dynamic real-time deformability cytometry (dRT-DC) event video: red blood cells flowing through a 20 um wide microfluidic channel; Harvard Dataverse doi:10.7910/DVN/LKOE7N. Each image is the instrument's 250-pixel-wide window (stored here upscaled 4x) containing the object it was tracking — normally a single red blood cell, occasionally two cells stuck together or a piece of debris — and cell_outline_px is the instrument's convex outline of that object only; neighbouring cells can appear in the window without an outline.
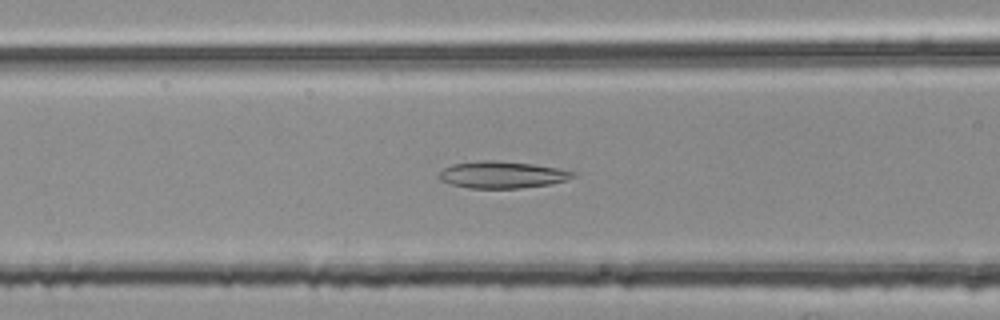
{"species": "common noctule bat (a hibernating species)", "species_latin": "Nyctalus noctula", "temperature_condition": "room temperature", "stored_images_in_passage": 48, "segment_of_instrument_passage": [1, 2], "camera_frame_rate_fps": 3000, "um_per_image_px": 0.085, "animal": {"sex": "female", "body_mass_g": 25.1}, "frame": {"image": 1, "passage_image": 15, "time_ms": 4.667, "image_size_px": [1000, 320], "cell_outline_px": [[576, 176], [568, 180], [552, 184], [520, 188], [468, 188], [452, 184], [440, 180], [436, 176], [444, 168], [452, 164], [484, 160], [488, 160], [532, 164], [556, 168], [576, 172]], "centroid_in_image_um": [42.69, 14.86], "position_along_channel_um": 123.9, "area_um2": 20.92}}
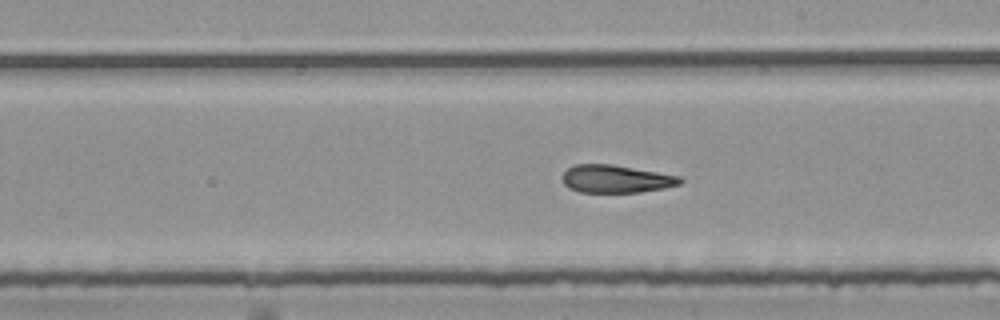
{"frame": {"image": 2, "passage_image": 24, "time_ms": 7.667, "image_size_px": [1000, 320], "cell_outline_px": [[684, 180], [680, 184], [664, 188], [640, 192], [580, 192], [568, 188], [564, 184], [560, 176], [568, 168], [576, 164], [612, 164], [680, 176]], "centroid_in_image_um": [52.33, 15.21], "position_along_channel_um": 236.7, "area_um2": 19.13}}
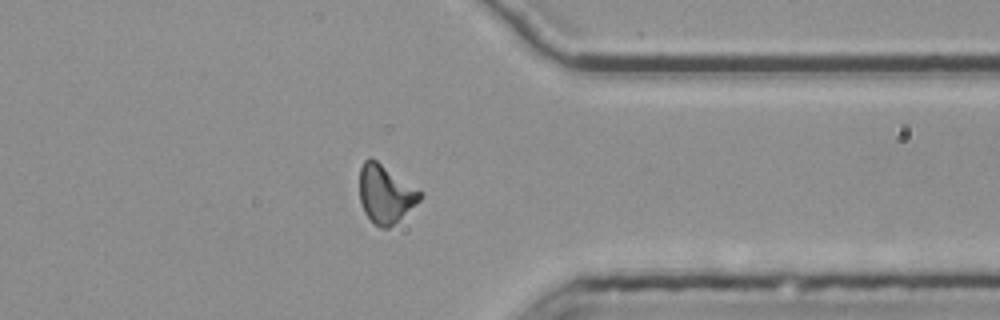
{"frame": {"image": 3, "passage_image": 36, "time_ms": 11.667, "image_size_px": [1000, 320], "cell_outline_px": [[424, 192], [420, 200], [388, 228], [380, 228], [364, 212], [360, 200], [360, 168], [364, 160], [368, 156], [376, 160]], "centroid_in_image_um": [32.76, 16.45], "position_along_channel_um": 378.6, "area_um2": 20.23}}